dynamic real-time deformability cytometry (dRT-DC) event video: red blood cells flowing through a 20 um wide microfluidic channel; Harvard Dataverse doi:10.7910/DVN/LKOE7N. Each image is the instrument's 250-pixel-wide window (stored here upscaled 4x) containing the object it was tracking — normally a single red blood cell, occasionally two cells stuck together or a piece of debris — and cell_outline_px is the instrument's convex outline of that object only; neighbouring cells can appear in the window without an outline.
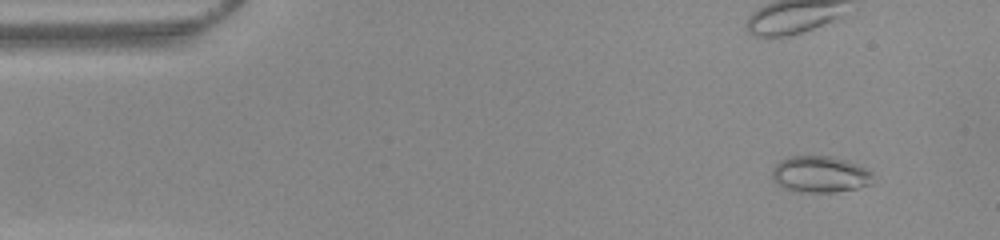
{"species": "common noctule bat (a hibernating species)", "species_latin": "Nyctalus noctula", "temperature_condition": "warm", "stored_images_in_passage": 49, "camera_frame_rate_fps": 3000, "um_per_image_px": 0.085, "animal": {"sex": "female", "body_mass_g": 22.0, "forearm_length_mm": 56.7}, "frame": {"image": 1, "passage_image": 1, "time_ms": 0.0, "image_size_px": [1000, 240], "cell_outline_px": [[872, 184], [856, 188], [836, 192], [796, 192], [784, 188], [776, 184], [772, 180], [772, 168], [780, 160], [788, 156], [832, 156], [848, 160], [860, 164], [872, 172]], "centroid_in_image_um": [69.69, 14.81], "position_along_channel_um": 15.3, "area_um2": 21.85}}